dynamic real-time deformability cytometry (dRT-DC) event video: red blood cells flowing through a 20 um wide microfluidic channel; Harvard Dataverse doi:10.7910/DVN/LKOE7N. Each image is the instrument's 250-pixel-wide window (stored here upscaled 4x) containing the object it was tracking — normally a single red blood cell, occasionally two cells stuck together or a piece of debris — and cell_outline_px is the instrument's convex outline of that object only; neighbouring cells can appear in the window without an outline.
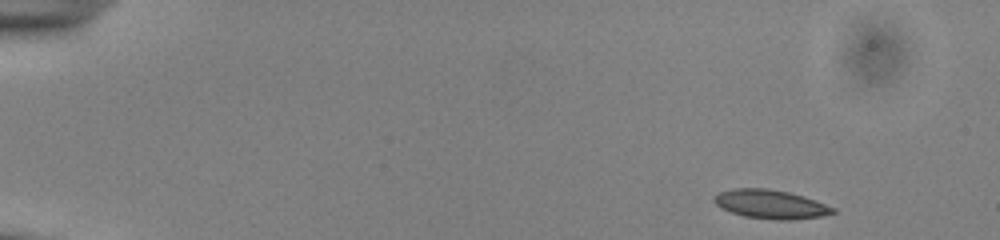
{"species": "common noctule bat (a hibernating species)", "species_latin": "Nyctalus noctula", "temperature_condition": "cold", "stored_images_in_passage": 48, "camera_frame_rate_fps": 3000, "um_per_image_px": 0.085, "animal": {"sex": "male", "body_mass_g": 13.0, "forearm_length_mm": 53.1}, "frame": {"image": 1, "passage_image": 1, "time_ms": 0.0, "image_size_px": [1000, 240], "cell_outline_px": [[836, 212], [820, 216], [788, 220], [780, 220], [744, 216], [720, 208], [712, 200], [712, 196], [720, 192], [732, 188], [768, 188], [788, 192], [804, 196], [836, 208]], "centroid_in_image_um": [65.47, 17.34], "position_along_channel_um": 19.5, "area_um2": 19.94}}
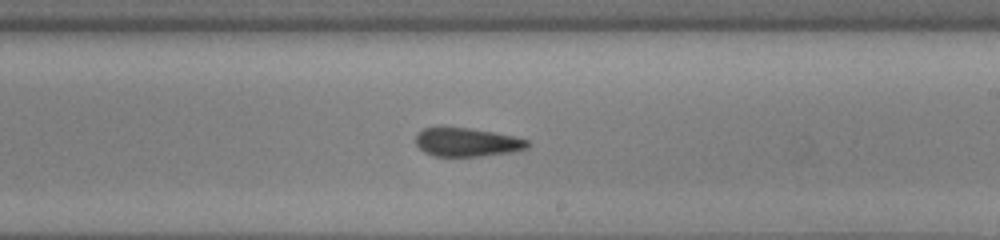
{"frame": {"image": 2, "passage_image": 28, "time_ms": 9.0, "image_size_px": [1000, 240], "cell_outline_px": [[532, 144], [528, 148], [516, 152], [480, 156], [432, 156], [424, 152], [416, 144], [416, 136], [424, 128], [468, 128], [492, 132], [512, 136], [528, 140]], "centroid_in_image_um": [39.75, 12.11], "position_along_channel_um": 249.3, "area_um2": 18.55}}
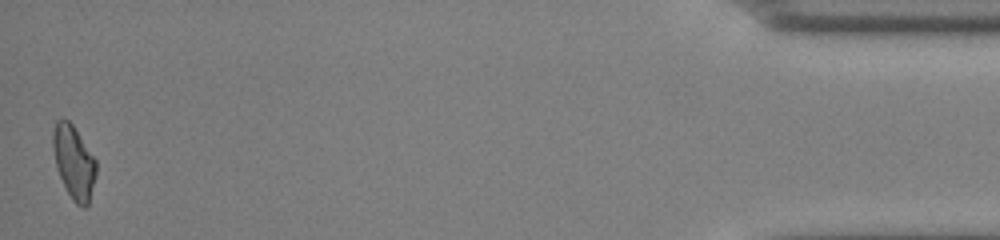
{"frame": {"image": 3, "passage_image": 48, "time_ms": 15.667, "image_size_px": [1000, 240], "cell_outline_px": [[96, 176], [88, 204], [84, 208], [80, 208], [72, 200], [56, 168], [52, 148], [52, 132], [56, 120], [68, 120], [72, 124], [96, 160]], "centroid_in_image_um": [6.26, 13.79], "position_along_channel_um": 428.9, "area_um2": 18.38}, "authors_computed_cell_mechanics": {"area_um2": 19.3919, "velocity_mm_per_s": 3.9235, "shape_relaxation_time_tau1_ms": null, "shape_relaxation_time_tau2_ms": 5.1961, "deformation_change_tau1": null, "deformation_change_tau2": 0.1415}}